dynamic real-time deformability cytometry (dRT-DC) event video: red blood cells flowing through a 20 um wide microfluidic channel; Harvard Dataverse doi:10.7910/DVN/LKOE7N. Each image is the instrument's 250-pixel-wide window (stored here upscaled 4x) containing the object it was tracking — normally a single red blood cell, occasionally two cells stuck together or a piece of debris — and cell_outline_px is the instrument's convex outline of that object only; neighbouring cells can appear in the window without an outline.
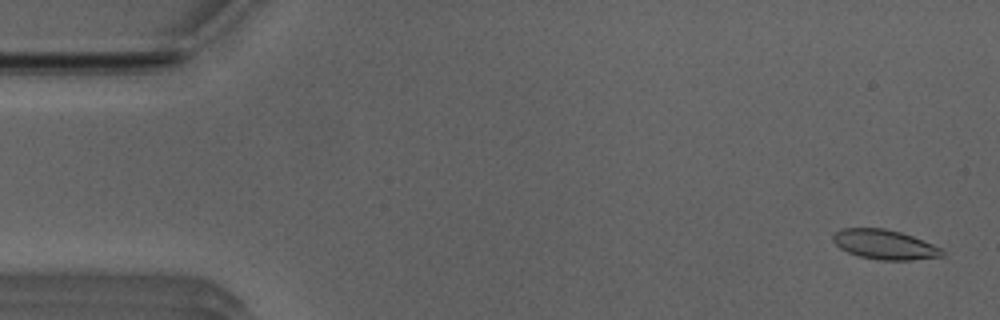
{"species": "Egyptian fruit bat (a non-hibernating species)", "species_latin": "Rousettus aegyptiacus", "temperature_condition": "room temperature", "stored_images_in_passage": 53, "segment_of_instrument_passage": [1, 2], "camera_frame_rate_fps": 3000, "um_per_image_px": 0.085, "animal": {"sex": "male"}, "frame": {"image": 1, "passage_image": 2, "time_ms": 0.333, "image_size_px": [1000, 320], "cell_outline_px": [[944, 256], [912, 260], [880, 260], [860, 256], [848, 252], [840, 248], [832, 240], [832, 236], [836, 232], [844, 228], [884, 228], [900, 232], [912, 236], [944, 248]], "centroid_in_image_um": [75.23, 20.79], "position_along_channel_um": 9.8, "area_um2": 18.84}}
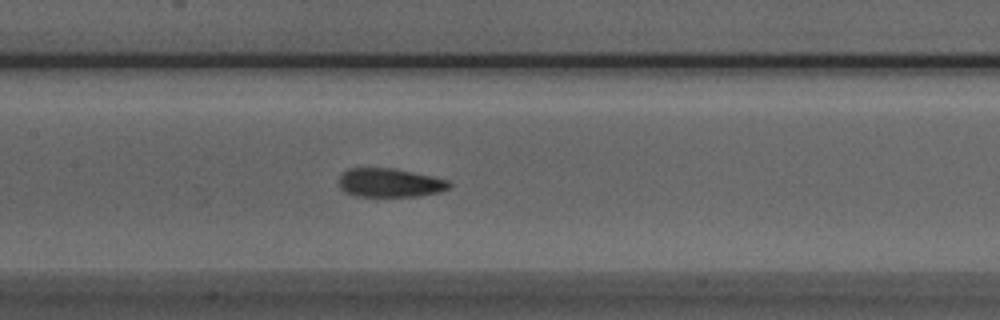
{"frame": {"image": 2, "passage_image": 24, "time_ms": 7.667, "image_size_px": [1000, 320], "cell_outline_px": [[452, 184], [448, 188], [440, 192], [416, 196], [352, 196], [344, 192], [340, 188], [340, 176], [348, 168], [396, 168], [432, 176], [448, 180]], "centroid_in_image_um": [33.13, 15.53], "position_along_channel_um": 174.3, "area_um2": 18.55}}
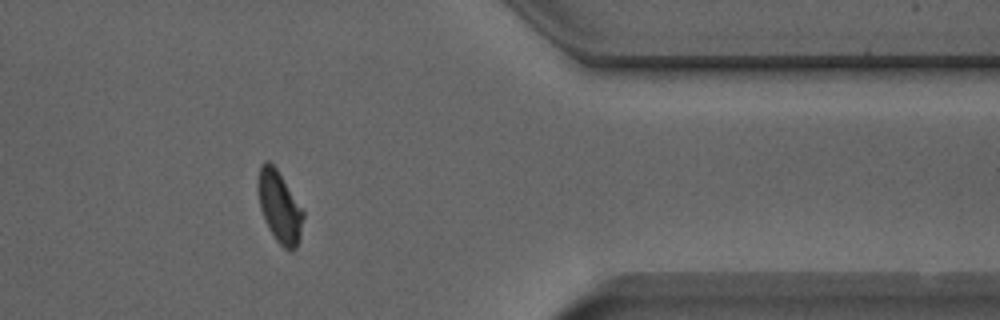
{"frame": {"image": 3, "passage_image": 42, "time_ms": 13.667, "image_size_px": [1000, 320], "cell_outline_px": [[304, 216], [300, 240], [296, 248], [292, 252], [288, 252], [276, 240], [268, 228], [260, 208], [256, 184], [260, 164], [264, 160], [268, 160], [276, 168], [304, 212]], "centroid_in_image_um": [23.74, 17.6], "position_along_channel_um": 387.7, "area_um2": 19.02}}